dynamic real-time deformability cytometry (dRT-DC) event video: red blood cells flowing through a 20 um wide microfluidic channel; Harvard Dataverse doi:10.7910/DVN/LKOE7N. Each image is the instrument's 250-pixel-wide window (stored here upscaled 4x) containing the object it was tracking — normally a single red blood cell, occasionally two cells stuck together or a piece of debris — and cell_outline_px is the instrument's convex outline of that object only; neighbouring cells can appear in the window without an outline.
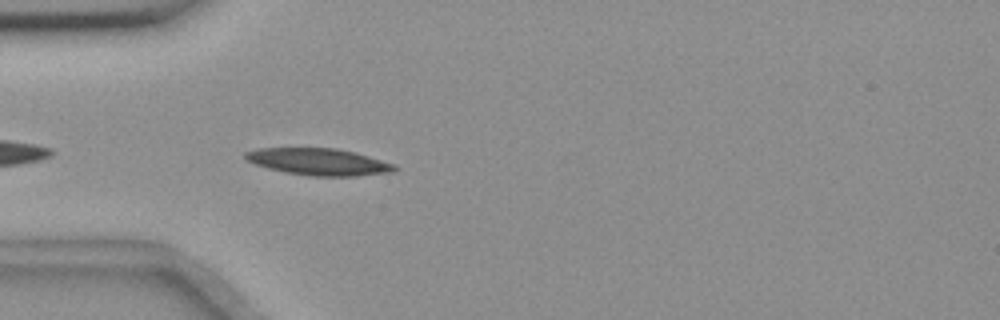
{"species": "common noctule bat (a hibernating species)", "species_latin": "Nyctalus noctula", "temperature_condition": "room temperature", "stored_images_in_passage": 11, "camera_frame_rate_fps": 3000, "um_per_image_px": 0.085, "animal": {"sex": "female", "body_mass_g": 18.4}, "frame": {"image": 1, "passage_image": 1, "time_ms": 0.0, "image_size_px": [1000, 320], "cell_outline_px": [[400, 168], [396, 172], [356, 176], [308, 176], [284, 172], [268, 168], [256, 164], [248, 160], [244, 156], [244, 152], [260, 148], [336, 148], [356, 152], [392, 164]], "centroid_in_image_um": [27.12, 13.76], "position_along_channel_um": 57.9, "area_um2": 23.41}}
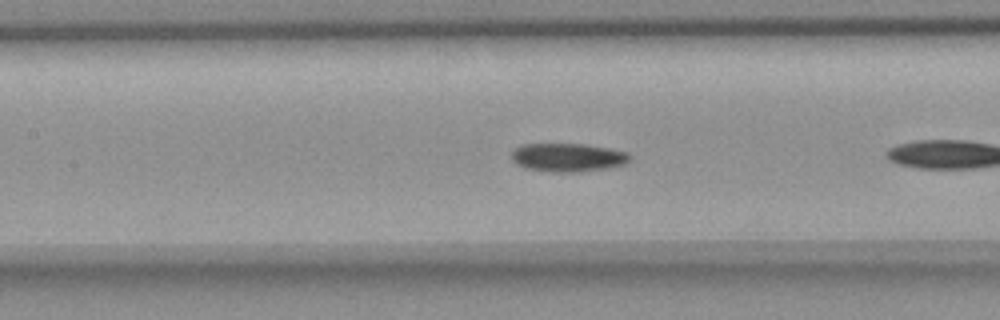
{"frame": {"image": 2, "passage_image": 7, "time_ms": 2.0, "image_size_px": [1000, 320], "cell_outline_px": [[632, 156], [624, 164], [608, 168], [580, 172], [552, 172], [524, 168], [516, 164], [512, 160], [512, 148], [520, 144], [584, 144], [608, 148], [628, 152]], "centroid_in_image_um": [48.23, 13.38], "position_along_channel_um": 159.2, "area_um2": 19.83}}
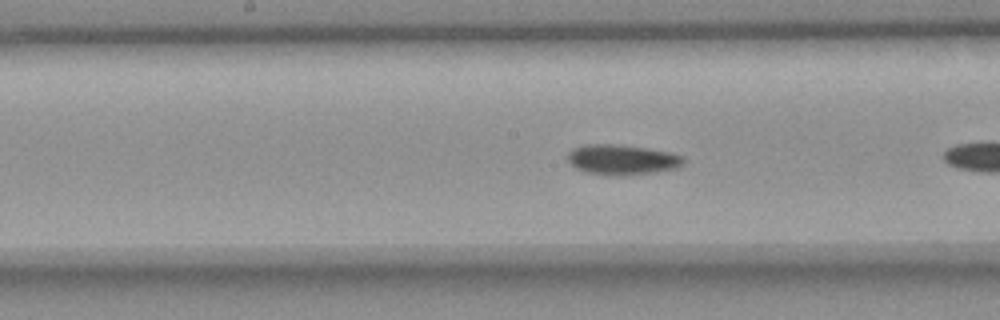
{"frame": {"image": 3, "passage_image": 10, "time_ms": 3.0, "image_size_px": [1000, 320], "cell_outline_px": [[684, 164], [676, 168], [656, 172], [624, 176], [608, 176], [588, 172], [576, 168], [568, 160], [568, 152], [572, 148], [580, 144], [616, 144], [644, 148], [668, 152], [684, 156]], "centroid_in_image_um": [52.86, 13.57], "position_along_channel_um": 195.3, "area_um2": 20.52}}